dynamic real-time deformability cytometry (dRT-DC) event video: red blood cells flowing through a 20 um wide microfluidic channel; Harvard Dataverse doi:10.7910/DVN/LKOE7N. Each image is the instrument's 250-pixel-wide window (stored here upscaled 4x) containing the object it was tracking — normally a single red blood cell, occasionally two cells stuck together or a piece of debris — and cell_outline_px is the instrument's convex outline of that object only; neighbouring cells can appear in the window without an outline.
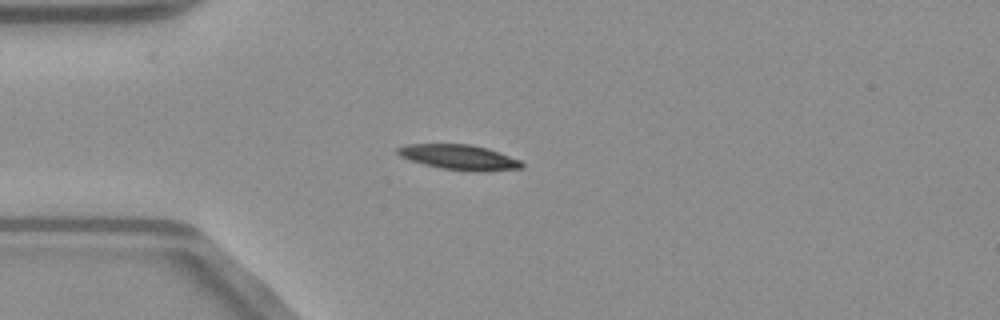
{"species": "common noctule bat (a hibernating species)", "species_latin": "Nyctalus noctula", "temperature_condition": "warm", "stored_images_in_passage": 39, "camera_frame_rate_fps": 3000, "um_per_image_px": 0.085, "animal": {"sex": "male", "body_mass_g": 23.1, "forearm_length_mm": 52.7}, "frame": {"image": 1, "passage_image": 1, "time_ms": 0.0, "image_size_px": [1000, 320], "cell_outline_px": [[524, 168], [488, 172], [468, 172], [440, 168], [408, 160], [400, 156], [396, 152], [396, 148], [404, 144], [472, 144], [488, 148], [500, 152], [520, 160], [524, 164]], "centroid_in_image_um": [39.05, 13.38], "position_along_channel_um": 45.9, "area_um2": 18.67}}
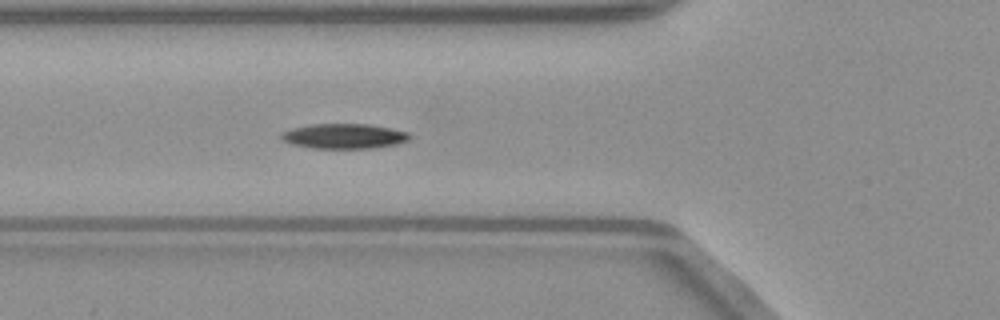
{"frame": {"image": 2, "passage_image": 6, "time_ms": 1.667, "image_size_px": [1000, 320], "cell_outline_px": [[412, 136], [408, 140], [396, 144], [372, 148], [312, 148], [292, 144], [280, 140], [280, 132], [292, 128], [312, 124], [368, 124], [408, 132]], "centroid_in_image_um": [29.2, 11.57], "position_along_channel_um": 96.6, "area_um2": 18.67}}
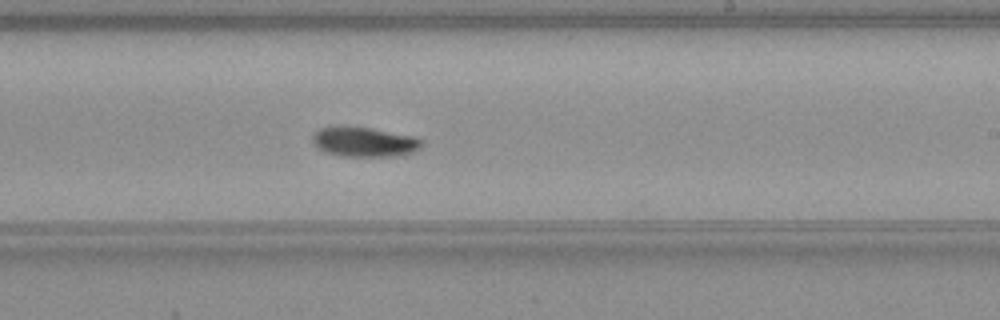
{"frame": {"image": 3, "passage_image": 18, "time_ms": 5.667, "image_size_px": [1000, 320], "cell_outline_px": [[424, 144], [420, 148], [412, 152], [396, 156], [340, 156], [328, 152], [320, 148], [312, 140], [312, 136], [320, 128], [372, 128], [416, 136], [424, 140]], "centroid_in_image_um": [31.08, 12.08], "position_along_channel_um": 257.9, "area_um2": 18.5}, "authors_computed_cell_mechanics": {"area_um2": 18.496, "velocity_mm_per_s": 4.0315, "shape_relaxation_time_tau1_ms": 2.7537, "shape_relaxation_time_tau2_ms": null, "deformation_change_tau1": 0.1104, "deformation_change_tau2": null}}